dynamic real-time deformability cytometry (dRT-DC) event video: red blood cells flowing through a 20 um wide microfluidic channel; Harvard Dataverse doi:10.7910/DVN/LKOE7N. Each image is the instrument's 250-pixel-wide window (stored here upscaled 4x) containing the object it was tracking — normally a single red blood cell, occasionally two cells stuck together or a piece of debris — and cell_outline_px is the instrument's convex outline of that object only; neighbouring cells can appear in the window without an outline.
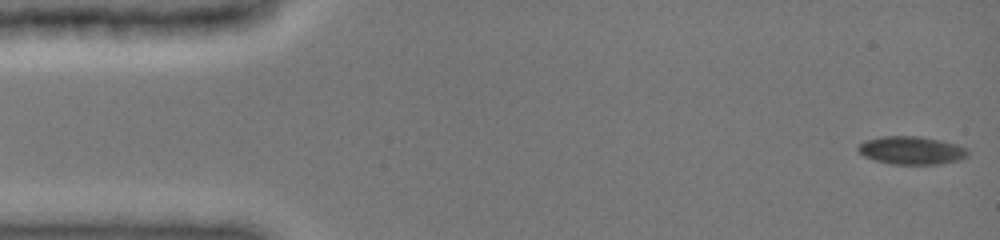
{"species": "common noctule bat (a hibernating species)", "species_latin": "Nyctalus noctula", "temperature_condition": "cold", "stored_images_in_passage": 39, "camera_frame_rate_fps": 3000, "um_per_image_px": 0.085, "animal": {"sex": "female", "body_mass_g": 19.0, "forearm_length_mm": 51.5}, "frame": {"image": 1, "passage_image": 1, "time_ms": 0.0, "image_size_px": [1000, 240], "cell_outline_px": [[968, 156], [956, 160], [940, 164], [892, 164], [876, 160], [864, 156], [856, 148], [864, 140], [880, 136], [920, 136], [940, 140], [956, 144], [968, 148]], "centroid_in_image_um": [77.47, 12.77], "position_along_channel_um": 7.5, "area_um2": 17.92}}
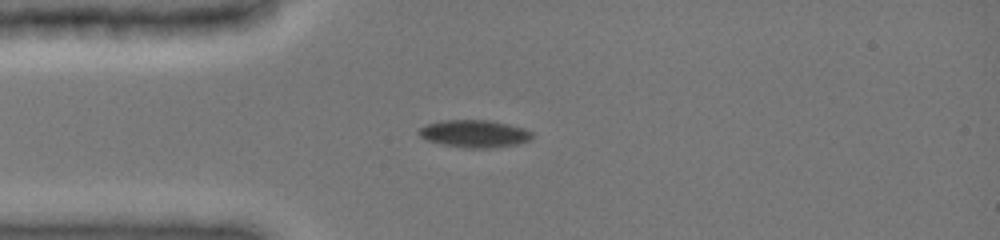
{"frame": {"image": 2, "passage_image": 32, "time_ms": 3.667, "image_size_px": [1000, 240], "cell_outline_px": [[532, 136], [528, 140], [516, 144], [488, 148], [468, 148], [444, 144], [428, 140], [420, 136], [416, 132], [420, 128], [428, 124], [440, 120], [492, 120], [524, 128], [532, 132]], "centroid_in_image_um": [40.31, 11.35], "position_along_channel_um": 44.7, "area_um2": 17.92}}